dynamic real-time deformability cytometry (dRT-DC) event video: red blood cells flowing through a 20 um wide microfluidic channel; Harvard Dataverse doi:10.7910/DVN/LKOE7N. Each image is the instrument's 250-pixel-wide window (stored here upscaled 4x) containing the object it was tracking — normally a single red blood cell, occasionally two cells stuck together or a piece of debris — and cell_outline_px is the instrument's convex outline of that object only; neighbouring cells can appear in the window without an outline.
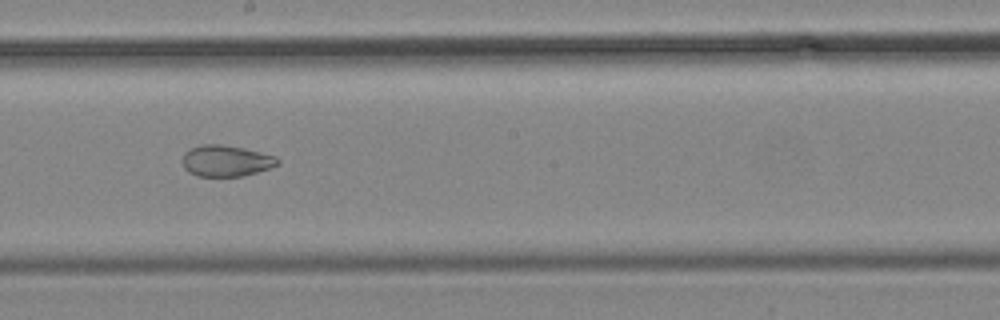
{"species": "common noctule bat (a hibernating species)", "species_latin": "Nyctalus noctula", "temperature_condition": "cold", "stored_images_in_passage": 17, "camera_frame_rate_fps": 3000, "um_per_image_px": 0.085, "animal": {"sex": "male", "body_mass_g": 19.2, "forearm_length_mm": 51.8}, "frame": {"image": 1, "passage_image": 10, "time_ms": 15.0, "image_size_px": [1000, 320], "cell_outline_px": [[280, 164], [244, 176], [196, 176], [188, 172], [184, 168], [184, 152], [200, 144], [220, 144], [244, 148], [276, 156], [280, 160]], "centroid_in_image_um": [19.23, 13.67], "position_along_channel_um": 229.0, "area_um2": 17.28}}
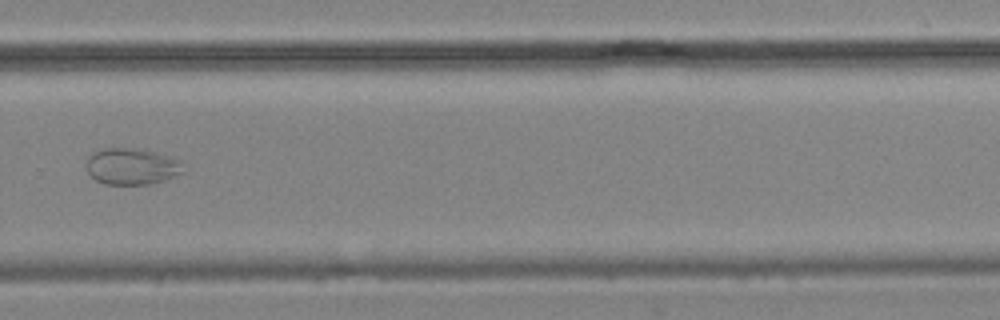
{"frame": {"image": 2, "passage_image": 12, "time_ms": 17.667, "image_size_px": [1000, 320], "cell_outline_px": [[188, 168], [184, 172], [164, 180], [152, 184], [104, 184], [96, 180], [88, 172], [84, 164], [84, 160], [92, 152], [104, 148], [144, 148], [172, 156], [180, 160]], "centroid_in_image_um": [11.23, 14.12], "position_along_channel_um": 318.6, "area_um2": 21.33}}
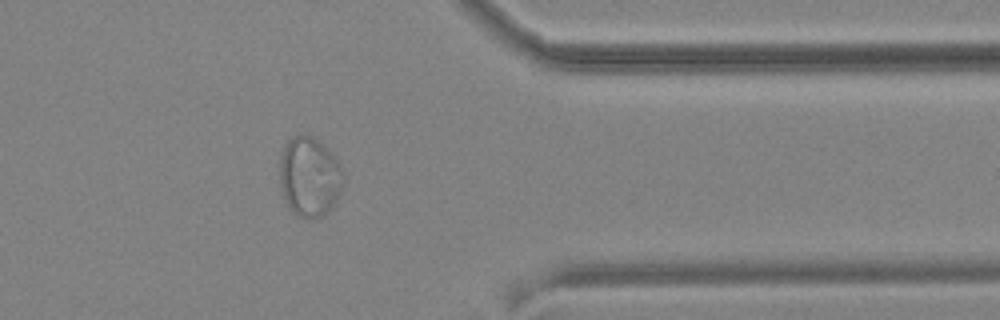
{"frame": {"image": 3, "passage_image": 14, "time_ms": 20.0, "image_size_px": [1000, 320], "cell_outline_px": [[344, 180], [340, 192], [336, 200], [324, 216], [312, 220], [308, 220], [296, 216], [288, 208], [284, 200], [280, 184], [280, 160], [284, 148], [288, 140], [292, 136], [300, 132], [304, 132], [312, 136], [328, 148], [332, 152], [344, 168]], "centroid_in_image_um": [26.32, 15.03], "position_along_channel_um": 385.1, "area_um2": 30.4}}